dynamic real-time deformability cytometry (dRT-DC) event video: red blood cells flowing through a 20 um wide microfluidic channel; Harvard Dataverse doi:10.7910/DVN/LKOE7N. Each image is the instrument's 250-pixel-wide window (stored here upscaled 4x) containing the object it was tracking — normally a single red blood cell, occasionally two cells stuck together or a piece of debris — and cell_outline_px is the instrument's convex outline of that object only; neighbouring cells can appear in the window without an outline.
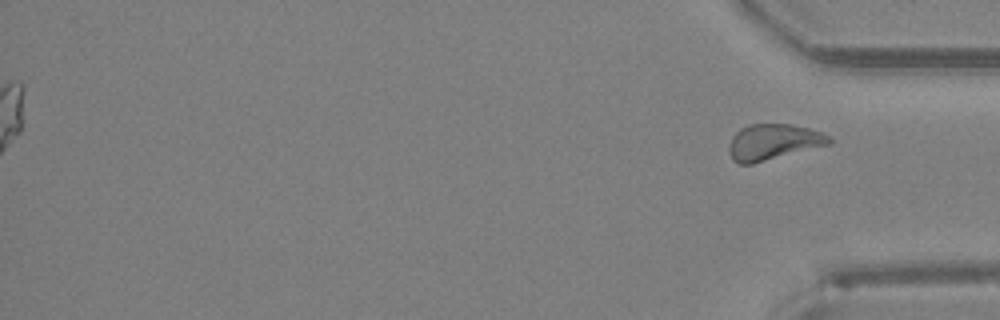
{"species": "Egyptian fruit bat (a non-hibernating species)", "species_latin": "Rousettus aegyptiacus", "temperature_condition": "room temperature", "stored_images_in_passage": 46, "segment_of_instrument_passage": [2, 2], "camera_frame_rate_fps": 3000, "um_per_image_px": 0.085, "animal": {"sex": "female"}, "frame": {"image": 1, "passage_image": 46, "time_ms": 15.0, "image_size_px": [1000, 320], "cell_outline_px": [[832, 144], [752, 164], [736, 164], [732, 160], [728, 152], [728, 144], [732, 136], [740, 128], [748, 124], [788, 124], [808, 128], [820, 132], [828, 136], [832, 140]], "centroid_in_image_um": [65.68, 12.08], "position_along_channel_um": 369.5, "area_um2": 21.15}}